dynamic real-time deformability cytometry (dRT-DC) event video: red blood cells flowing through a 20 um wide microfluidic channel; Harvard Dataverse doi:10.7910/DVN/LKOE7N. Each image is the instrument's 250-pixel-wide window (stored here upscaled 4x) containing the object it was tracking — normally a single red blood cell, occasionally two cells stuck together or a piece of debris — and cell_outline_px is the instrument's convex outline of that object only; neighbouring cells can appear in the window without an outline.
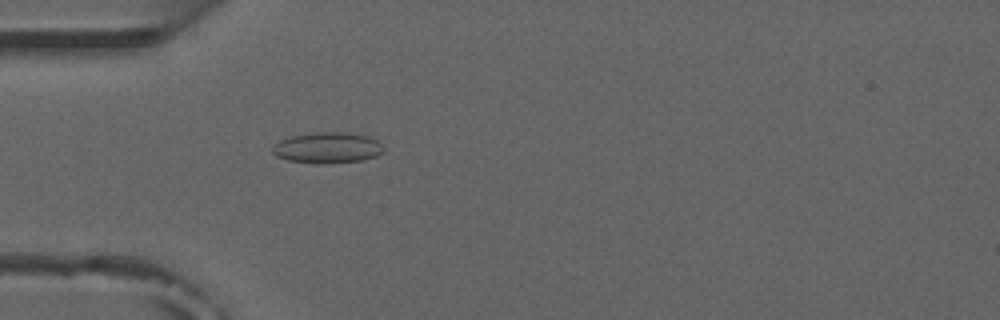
{"species": "common noctule bat (a hibernating species)", "species_latin": "Nyctalus noctula", "temperature_condition": "room temperature", "stored_images_in_passage": 4, "camera_frame_rate_fps": 3000, "um_per_image_px": 0.085, "animal": {"sex": "male", "forearm_length_mm": 52.5}, "frame": {"image": 1, "passage_image": 4, "time_ms": 4.333, "image_size_px": [1000, 320], "cell_outline_px": [[384, 152], [376, 156], [360, 160], [328, 164], [324, 164], [288, 160], [276, 156], [272, 152], [272, 148], [280, 140], [292, 136], [316, 132], [344, 132], [368, 136], [376, 140], [384, 148]], "centroid_in_image_um": [27.84, 12.56], "position_along_channel_um": 57.2, "area_um2": 19.88}}